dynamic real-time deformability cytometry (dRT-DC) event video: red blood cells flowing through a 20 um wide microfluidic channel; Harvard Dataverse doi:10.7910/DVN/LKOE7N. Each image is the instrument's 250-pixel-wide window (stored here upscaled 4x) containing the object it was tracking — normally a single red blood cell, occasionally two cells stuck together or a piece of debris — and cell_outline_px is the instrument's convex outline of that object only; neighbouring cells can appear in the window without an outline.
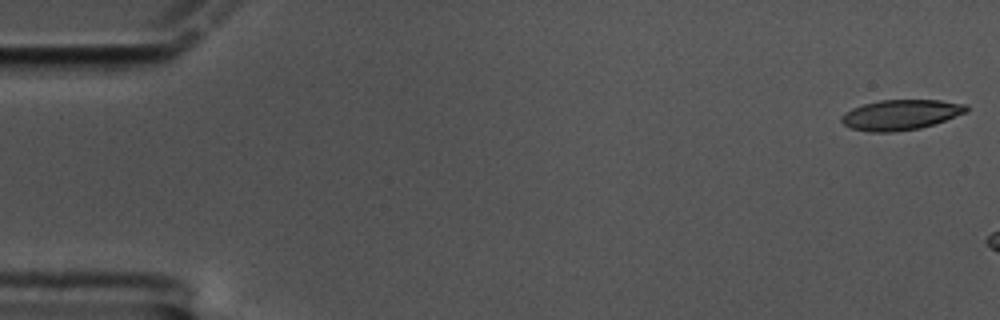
{"species": "common noctule bat (a hibernating species)", "species_latin": "Nyctalus noctula", "temperature_condition": "cold", "stored_images_in_passage": 8, "camera_frame_rate_fps": 3000, "um_per_image_px": 0.085, "animal": {"sex": "male", "body_mass_g": 17.5, "forearm_length_mm": 52.3}, "frame": {"image": 1, "passage_image": 1, "time_ms": 0.0, "image_size_px": [1000, 320], "cell_outline_px": [[968, 112], [920, 128], [892, 132], [868, 132], [848, 128], [840, 120], [840, 116], [852, 108], [864, 104], [880, 100], [940, 100], [968, 104]], "centroid_in_image_um": [76.54, 9.75], "position_along_channel_um": 8.5, "area_um2": 22.08}}